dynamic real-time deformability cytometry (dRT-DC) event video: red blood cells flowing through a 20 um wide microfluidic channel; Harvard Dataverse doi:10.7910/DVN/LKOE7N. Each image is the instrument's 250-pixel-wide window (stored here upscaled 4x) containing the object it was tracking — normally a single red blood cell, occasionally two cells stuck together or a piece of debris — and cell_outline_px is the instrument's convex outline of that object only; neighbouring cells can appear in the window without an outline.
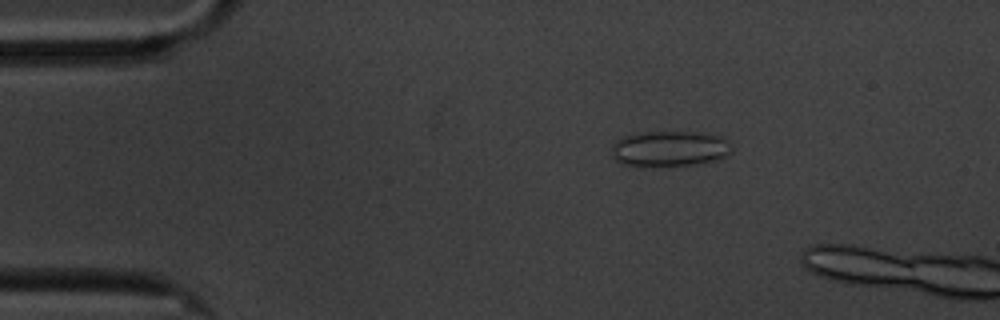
{"species": "common noctule bat (a hibernating species)", "species_latin": "Nyctalus noctula", "temperature_condition": "cold", "stored_images_in_passage": 5, "camera_frame_rate_fps": 3000, "um_per_image_px": 0.085, "animal": {"sex": "male", "body_mass_g": 20.1, "forearm_length_mm": 53.5}, "frame": {"image": 1, "passage_image": 3, "time_ms": 2.333, "image_size_px": [1000, 320], "cell_outline_px": [[732, 152], [716, 160], [692, 164], [648, 168], [644, 168], [620, 164], [612, 156], [612, 148], [616, 140], [624, 136], [640, 132], [704, 132], [720, 136], [728, 140], [732, 148]], "centroid_in_image_um": [56.89, 12.66], "position_along_channel_um": 28.1, "area_um2": 25.49}}